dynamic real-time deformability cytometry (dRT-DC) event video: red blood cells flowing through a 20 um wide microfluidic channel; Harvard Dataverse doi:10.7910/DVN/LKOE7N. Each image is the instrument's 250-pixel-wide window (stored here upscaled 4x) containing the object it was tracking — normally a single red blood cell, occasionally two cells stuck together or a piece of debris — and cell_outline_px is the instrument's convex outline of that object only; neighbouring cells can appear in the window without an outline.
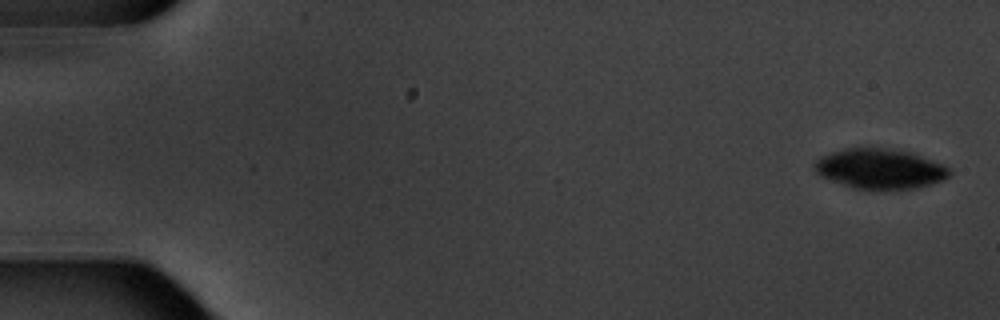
{"species": "common noctule bat (a hibernating species)", "species_latin": "Nyctalus noctula", "temperature_condition": "warm", "stored_images_in_passage": 9, "camera_frame_rate_fps": 3000, "um_per_image_px": 0.085, "animal": {"sex": "male", "body_mass_g": 20.1, "forearm_length_mm": 53.5}, "frame": {"image": 1, "passage_image": 1, "time_ms": 0.0, "image_size_px": [1000, 320], "cell_outline_px": [[952, 172], [948, 176], [940, 180], [916, 188], [852, 188], [820, 176], [816, 172], [812, 164], [820, 156], [828, 152], [844, 148], [892, 148], [912, 152], [944, 164], [952, 168]], "centroid_in_image_um": [74.77, 14.31], "position_along_channel_um": 10.2, "area_um2": 31.5}}